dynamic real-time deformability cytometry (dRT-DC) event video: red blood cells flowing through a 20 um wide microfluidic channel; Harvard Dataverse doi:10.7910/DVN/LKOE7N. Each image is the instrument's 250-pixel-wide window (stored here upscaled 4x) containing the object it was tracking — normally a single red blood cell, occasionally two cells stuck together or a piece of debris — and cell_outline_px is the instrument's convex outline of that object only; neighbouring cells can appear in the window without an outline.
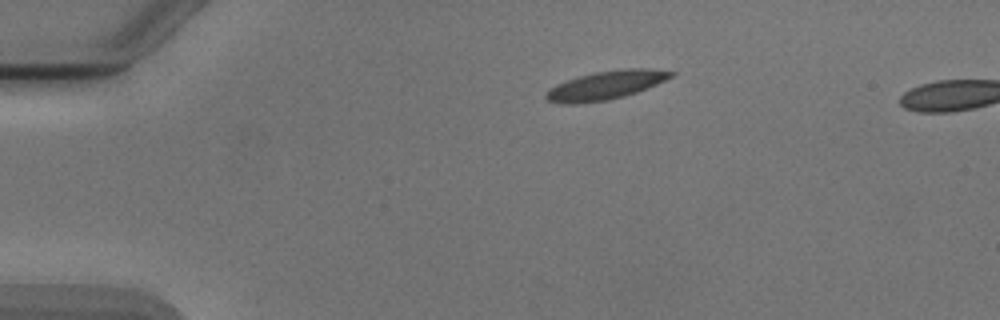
{"species": "Egyptian fruit bat (a non-hibernating species)", "species_latin": "Rousettus aegyptiacus", "temperature_condition": "cold", "stored_images_in_passage": 43, "camera_frame_rate_fps": 3000, "um_per_image_px": 0.085, "animal": {"sex": "male"}, "frame": {"image": 1, "passage_image": 1, "time_ms": 0.0, "image_size_px": [1000, 320], "cell_outline_px": [[676, 72], [672, 76], [656, 84], [636, 92], [624, 96], [608, 100], [576, 104], [564, 104], [544, 100], [544, 96], [548, 88], [556, 84], [592, 72], [624, 68], [652, 68]], "centroid_in_image_um": [51.44, 7.24], "position_along_channel_um": 33.6, "area_um2": 20.92}}
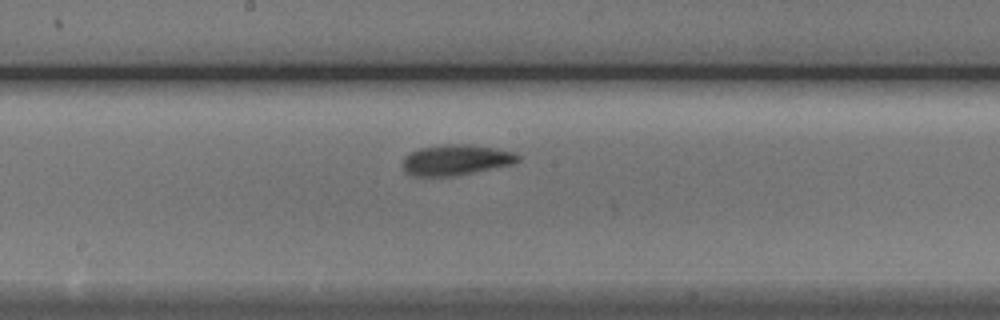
{"frame": {"image": 2, "passage_image": 19, "time_ms": 6.0, "image_size_px": [1000, 320], "cell_outline_px": [[520, 160], [512, 164], [452, 176], [412, 176], [404, 172], [404, 156], [420, 148], [444, 144], [472, 144], [496, 148], [512, 152], [520, 156]], "centroid_in_image_um": [38.74, 13.58], "position_along_channel_um": 209.5, "area_um2": 20.4}}
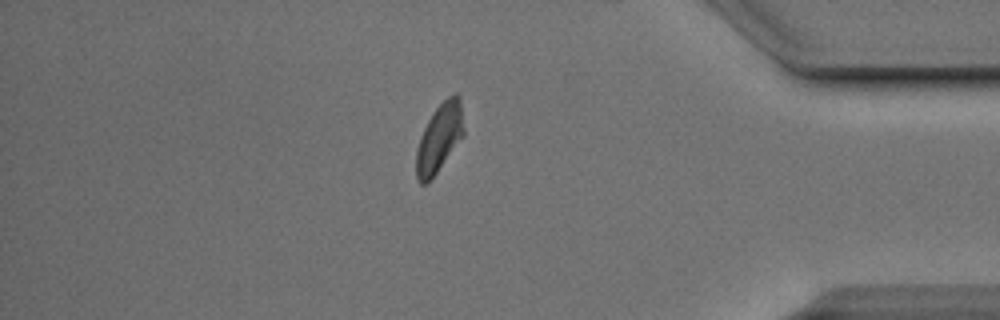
{"frame": {"image": 3, "passage_image": 36, "time_ms": 11.667, "image_size_px": [1000, 320], "cell_outline_px": [[464, 136], [436, 172], [424, 184], [420, 184], [416, 176], [416, 152], [420, 136], [432, 112], [448, 96], [456, 92], [460, 96], [464, 132]], "centroid_in_image_um": [37.35, 11.68], "position_along_channel_um": 397.8, "area_um2": 18.73}}